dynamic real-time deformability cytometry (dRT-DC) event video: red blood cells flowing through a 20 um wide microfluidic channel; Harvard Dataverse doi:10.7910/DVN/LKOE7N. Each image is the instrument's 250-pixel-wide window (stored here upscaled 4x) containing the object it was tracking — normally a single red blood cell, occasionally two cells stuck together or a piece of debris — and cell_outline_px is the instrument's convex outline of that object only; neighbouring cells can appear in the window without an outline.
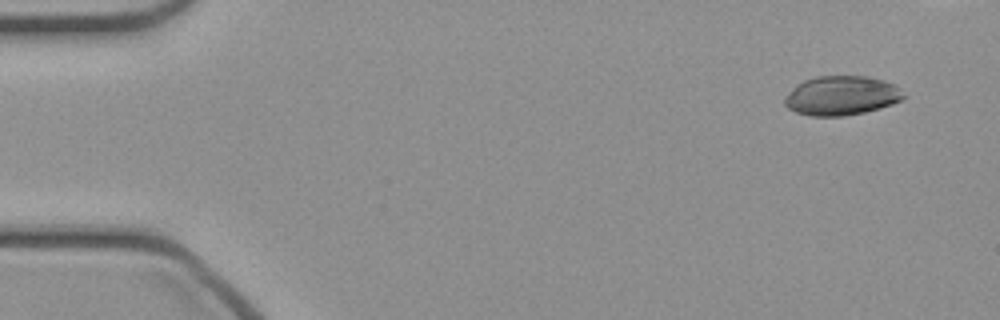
{"species": "common noctule bat (a hibernating species)", "species_latin": "Nyctalus noctula", "temperature_condition": "cold", "stored_images_in_passage": 37, "camera_frame_rate_fps": 3000, "um_per_image_px": 0.085, "animal": {"sex": "female", "body_mass_g": 21.9}, "frame": {"image": 1, "passage_image": 1, "time_ms": 0.0, "image_size_px": [1000, 320], "cell_outline_px": [[908, 96], [892, 104], [880, 108], [864, 112], [844, 116], [808, 116], [796, 112], [788, 108], [784, 104], [784, 96], [796, 84], [804, 80], [816, 76], [868, 76], [892, 84], [900, 88]], "centroid_in_image_um": [71.5, 8.13], "position_along_channel_um": 13.5, "area_um2": 27.4}}
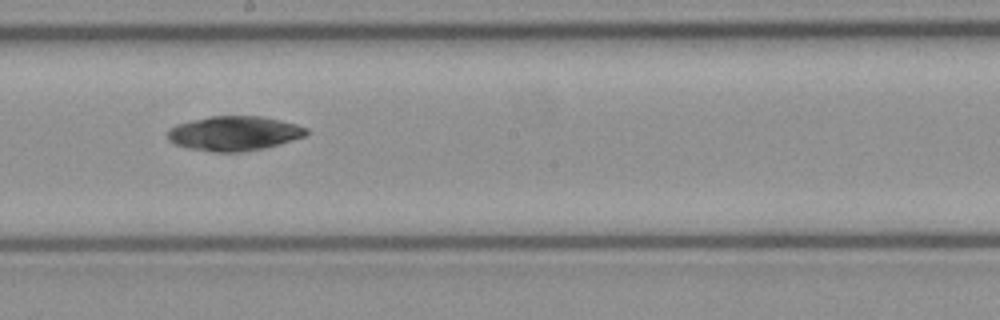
{"frame": {"image": 2, "passage_image": 24, "time_ms": 7.667, "image_size_px": [1000, 320], "cell_outline_px": [[308, 132], [304, 136], [280, 144], [264, 148], [244, 152], [212, 152], [188, 148], [176, 144], [168, 140], [168, 132], [176, 124], [192, 120], [212, 116], [264, 116], [296, 124], [308, 128]], "centroid_in_image_um": [19.92, 11.34], "position_along_channel_um": 228.3, "area_um2": 27.92}}
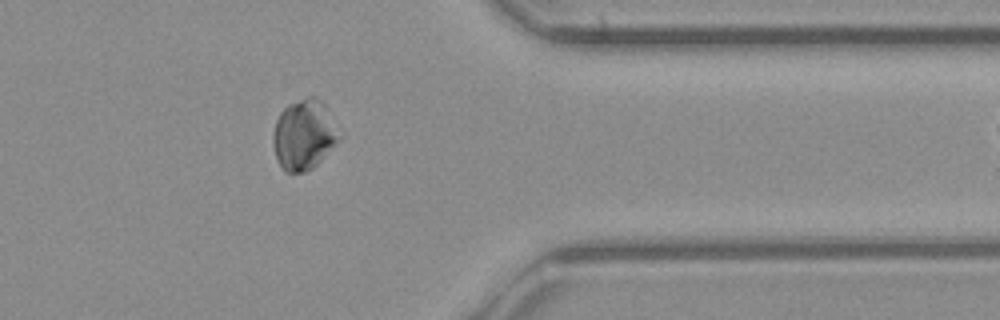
{"frame": {"image": 3, "passage_image": 36, "time_ms": 11.667, "image_size_px": [1000, 320], "cell_outline_px": [[340, 136], [320, 160], [312, 168], [304, 172], [284, 172], [280, 168], [276, 160], [272, 140], [272, 132], [276, 120], [280, 112], [288, 104], [308, 96], [316, 96], [324, 104]], "centroid_in_image_um": [25.75, 11.46], "position_along_channel_um": 385.6, "area_um2": 26.65}}